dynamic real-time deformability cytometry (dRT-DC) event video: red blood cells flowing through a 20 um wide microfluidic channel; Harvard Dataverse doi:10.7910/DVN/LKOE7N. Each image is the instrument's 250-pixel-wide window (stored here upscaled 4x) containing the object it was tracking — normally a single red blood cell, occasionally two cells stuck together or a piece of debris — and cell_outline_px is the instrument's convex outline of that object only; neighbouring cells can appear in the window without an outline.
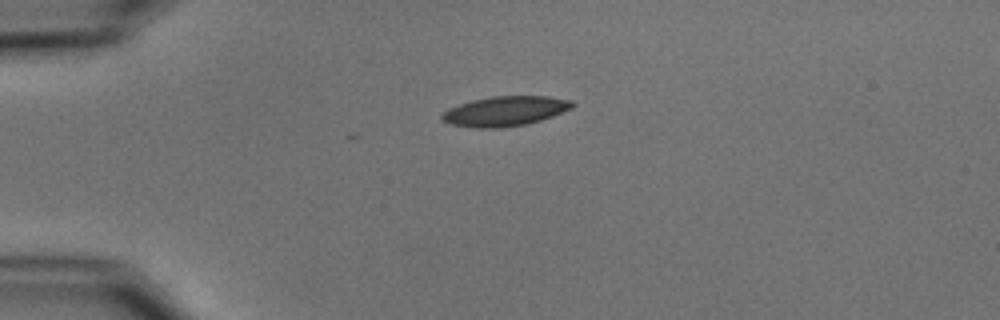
{"species": "common noctule bat (a hibernating species)", "species_latin": "Nyctalus noctula", "temperature_condition": "cold", "stored_images_in_passage": 2, "camera_frame_rate_fps": 3000, "um_per_image_px": 0.085, "animal": {"sex": "male", "body_mass_g": 15.6}, "frame": {"image": 1, "passage_image": 1, "time_ms": 0.0, "image_size_px": [1000, 320], "cell_outline_px": [[576, 104], [572, 108], [552, 116], [528, 124], [500, 128], [476, 128], [452, 124], [444, 120], [440, 116], [448, 108], [472, 100], [492, 96], [548, 96], [572, 100]], "centroid_in_image_um": [42.97, 9.44], "position_along_channel_um": 42.0, "area_um2": 22.6}}